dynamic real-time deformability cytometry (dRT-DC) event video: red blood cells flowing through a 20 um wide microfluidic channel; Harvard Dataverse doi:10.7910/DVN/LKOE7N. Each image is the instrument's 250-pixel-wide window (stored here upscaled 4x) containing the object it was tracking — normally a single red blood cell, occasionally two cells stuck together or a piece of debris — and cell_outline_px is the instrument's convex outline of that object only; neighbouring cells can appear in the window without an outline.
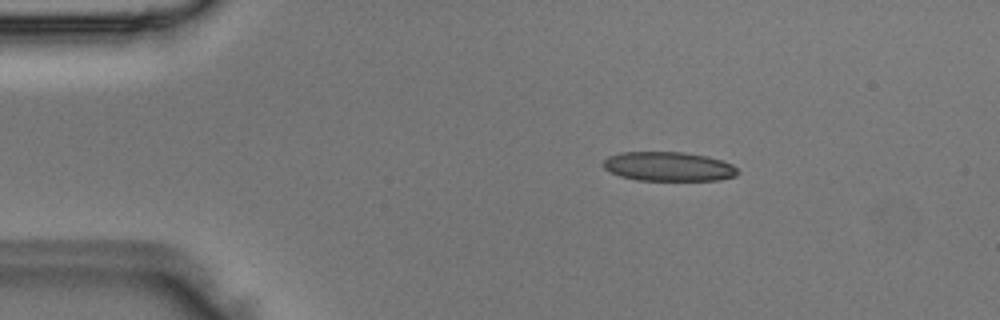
{"species": "Egyptian fruit bat (a non-hibernating species)", "species_latin": "Rousettus aegyptiacus", "temperature_condition": "room temperature", "stored_images_in_passage": 4, "camera_frame_rate_fps": 3000, "um_per_image_px": 0.085, "animal": {"sex": "male"}, "frame": {"image": 1, "passage_image": 3, "time_ms": 0.667, "image_size_px": [1000, 320], "cell_outline_px": [[740, 172], [736, 176], [716, 180], [636, 180], [620, 176], [604, 168], [604, 160], [608, 156], [620, 152], [684, 152], [708, 156], [732, 164]], "centroid_in_image_um": [56.83, 14.15], "position_along_channel_um": 28.2, "area_um2": 22.89}}